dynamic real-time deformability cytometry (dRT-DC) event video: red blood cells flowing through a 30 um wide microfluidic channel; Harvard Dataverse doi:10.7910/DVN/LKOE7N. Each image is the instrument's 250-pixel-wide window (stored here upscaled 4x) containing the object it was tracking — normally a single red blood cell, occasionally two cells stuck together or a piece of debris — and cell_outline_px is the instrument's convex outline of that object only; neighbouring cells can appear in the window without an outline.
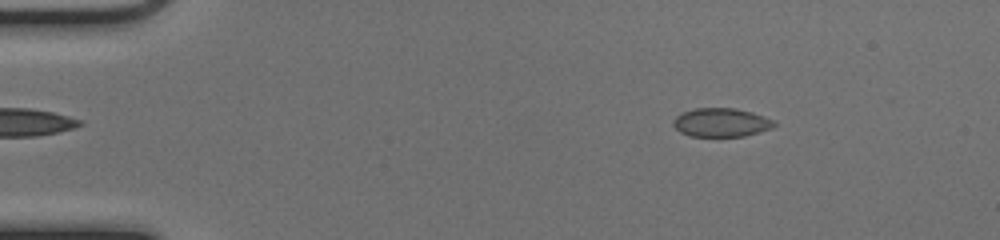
{"species": "common noctule bat (a hibernating species)", "species_latin": "Nyctalus noctula", "temperature_condition": "cold", "stored_images_in_passage": 51, "camera_frame_rate_fps": 3000, "um_per_image_px": 0.085, "animal": {"sex": "female", "body_mass_g": 17.0, "forearm_length_mm": 48.0}, "frame": {"image": 1, "passage_image": 7, "time_ms": 2.0, "image_size_px": [1000, 240], "cell_outline_px": [[776, 124], [772, 128], [760, 132], [744, 136], [688, 136], [680, 132], [672, 124], [672, 120], [680, 112], [696, 108], [736, 108], [752, 112], [764, 116], [772, 120]], "centroid_in_image_um": [61.27, 10.4], "position_along_channel_um": 23.7, "area_um2": 16.99}}
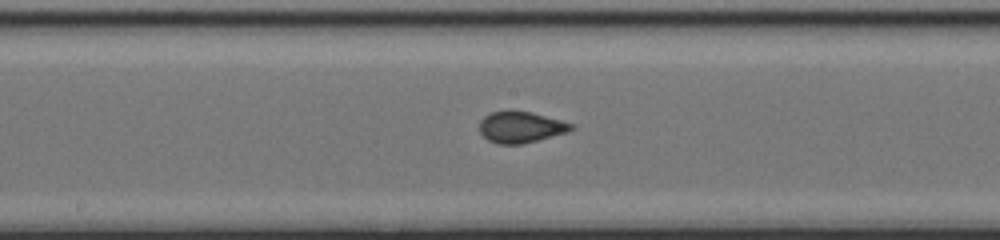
{"frame": {"image": 2, "passage_image": 27, "time_ms": 8.667, "image_size_px": [1000, 240], "cell_outline_px": [[576, 128], [568, 132], [520, 144], [496, 144], [488, 140], [480, 132], [480, 120], [484, 116], [492, 112], [532, 112], [576, 124]], "centroid_in_image_um": [44.31, 10.82], "position_along_channel_um": 203.9, "area_um2": 16.53}}
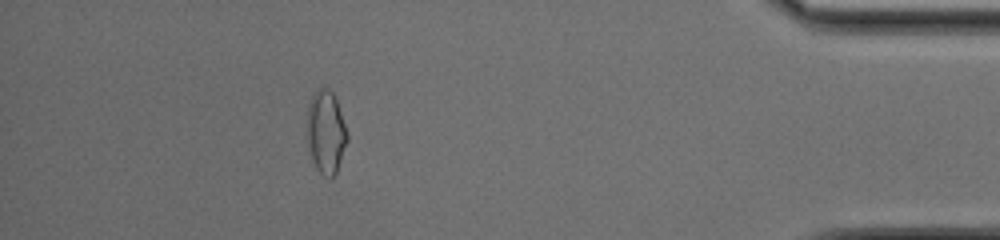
{"frame": {"image": 3, "passage_image": 46, "time_ms": 15.0, "image_size_px": [1000, 240], "cell_outline_px": [[348, 140], [336, 172], [328, 180], [312, 164], [304, 132], [308, 104], [316, 88], [328, 88], [336, 96], [348, 136]], "centroid_in_image_um": [27.65, 11.22], "position_along_channel_um": 407.6, "area_um2": 20.17}}